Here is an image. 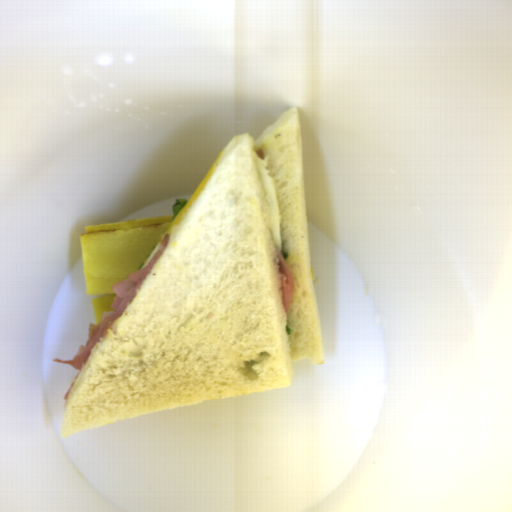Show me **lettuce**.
<instances>
[{
	"label": "lettuce",
	"mask_w": 512,
	"mask_h": 512,
	"mask_svg": "<svg viewBox=\"0 0 512 512\" xmlns=\"http://www.w3.org/2000/svg\"><path fill=\"white\" fill-rule=\"evenodd\" d=\"M186 202H187L186 199H183V198H178L175 200V204H173V206L171 208L172 221L176 218V216L179 214V212L185 206Z\"/></svg>",
	"instance_id": "lettuce-1"
},
{
	"label": "lettuce",
	"mask_w": 512,
	"mask_h": 512,
	"mask_svg": "<svg viewBox=\"0 0 512 512\" xmlns=\"http://www.w3.org/2000/svg\"><path fill=\"white\" fill-rule=\"evenodd\" d=\"M285 261L290 257L289 253L285 252V251H281Z\"/></svg>",
	"instance_id": "lettuce-4"
},
{
	"label": "lettuce",
	"mask_w": 512,
	"mask_h": 512,
	"mask_svg": "<svg viewBox=\"0 0 512 512\" xmlns=\"http://www.w3.org/2000/svg\"><path fill=\"white\" fill-rule=\"evenodd\" d=\"M291 333H292V330H291V328L289 327V325L287 324V325L285 326V334H287V335H291Z\"/></svg>",
	"instance_id": "lettuce-3"
},
{
	"label": "lettuce",
	"mask_w": 512,
	"mask_h": 512,
	"mask_svg": "<svg viewBox=\"0 0 512 512\" xmlns=\"http://www.w3.org/2000/svg\"><path fill=\"white\" fill-rule=\"evenodd\" d=\"M153 249H154V248H152V250H153ZM152 250H151V251H150V253L145 257V259L142 261V263L140 264V266H139V268H138V270H137V271H139L140 269H142V268L144 267V265L146 264V262L148 261V259H149L150 255H151V253H152Z\"/></svg>",
	"instance_id": "lettuce-2"
}]
</instances>
